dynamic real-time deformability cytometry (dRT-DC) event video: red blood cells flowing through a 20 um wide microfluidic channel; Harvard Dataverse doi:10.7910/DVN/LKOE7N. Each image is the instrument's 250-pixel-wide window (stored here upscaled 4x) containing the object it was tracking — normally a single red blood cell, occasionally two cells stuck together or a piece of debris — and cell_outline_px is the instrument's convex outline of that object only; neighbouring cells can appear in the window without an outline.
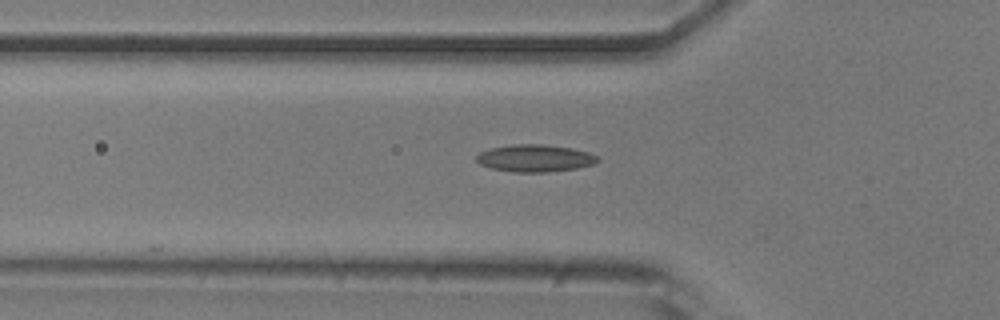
{"species": "common noctule bat (a hibernating species)", "species_latin": "Nyctalus noctula", "temperature_condition": "room temperature", "stored_images_in_passage": 4, "camera_frame_rate_fps": 3000, "um_per_image_px": 0.085, "animal": {"sex": "male", "body_mass_g": 20.5, "forearm_length_mm": 52.5}, "frame": {"image": 1, "passage_image": 4, "time_ms": 1.0, "image_size_px": [1000, 320], "cell_outline_px": [[600, 160], [596, 164], [576, 168], [548, 172], [512, 172], [492, 168], [480, 164], [476, 160], [476, 156], [480, 152], [492, 148], [512, 144], [540, 144], [572, 148], [588, 152], [600, 156]], "centroid_in_image_um": [45.52, 13.45], "position_along_channel_um": 80.3, "area_um2": 19.31}}